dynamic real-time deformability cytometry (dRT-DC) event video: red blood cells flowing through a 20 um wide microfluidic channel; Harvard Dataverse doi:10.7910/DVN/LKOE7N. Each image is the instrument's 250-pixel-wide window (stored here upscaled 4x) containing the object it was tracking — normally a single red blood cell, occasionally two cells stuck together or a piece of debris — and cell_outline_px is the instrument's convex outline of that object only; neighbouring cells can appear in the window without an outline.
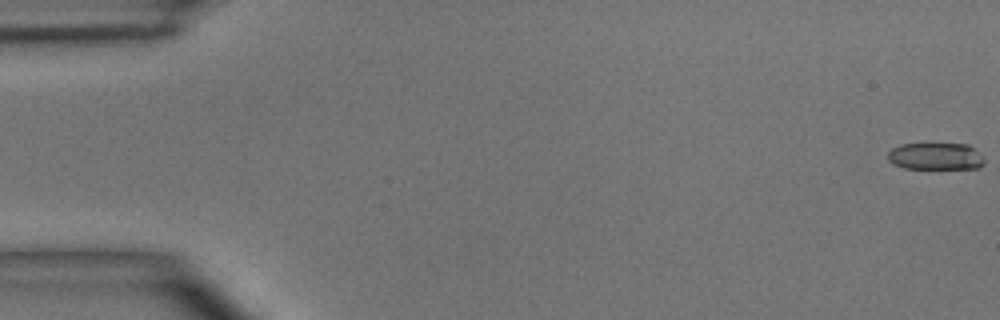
{"species": "common noctule bat (a hibernating species)", "species_latin": "Nyctalus noctula", "temperature_condition": "room temperature", "stored_images_in_passage": 6, "segment_of_instrument_passage": [1, 2], "camera_frame_rate_fps": 3000, "um_per_image_px": 0.085, "animal": {"sex": "male", "body_mass_g": 15.6}, "frame": {"image": 1, "passage_image": 1, "time_ms": 0.0, "image_size_px": [1000, 320], "cell_outline_px": [[984, 164], [980, 168], [904, 168], [888, 160], [888, 152], [892, 148], [900, 144], [928, 140], [968, 144], [984, 160]], "centroid_in_image_um": [79.49, 13.21], "position_along_channel_um": 5.5, "area_um2": 15.9}}
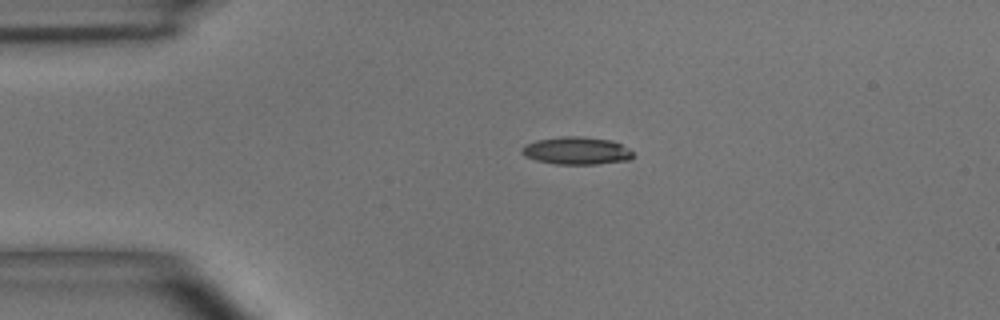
{"frame": {"image": 2, "passage_image": 4, "time_ms": 3.667, "image_size_px": [1000, 320], "cell_outline_px": [[636, 156], [628, 160], [596, 164], [556, 164], [536, 160], [524, 156], [520, 152], [520, 148], [524, 144], [536, 140], [564, 136], [580, 136], [612, 140], [628, 148]], "centroid_in_image_um": [48.98, 12.81], "position_along_channel_um": 36.0, "area_um2": 18.03}}